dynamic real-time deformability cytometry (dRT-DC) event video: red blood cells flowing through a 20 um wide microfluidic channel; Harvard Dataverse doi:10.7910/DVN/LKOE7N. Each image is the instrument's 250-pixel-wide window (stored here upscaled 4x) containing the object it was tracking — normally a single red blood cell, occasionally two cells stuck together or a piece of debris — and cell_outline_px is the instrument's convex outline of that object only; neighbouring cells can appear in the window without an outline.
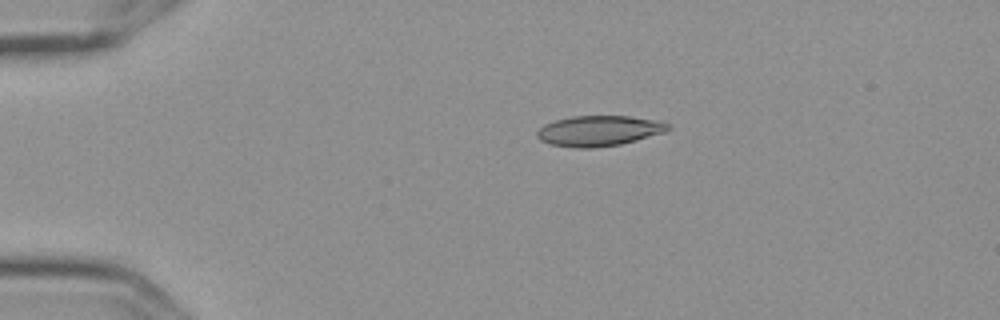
{"species": "Egyptian fruit bat (a non-hibernating species)", "species_latin": "Rousettus aegyptiacus", "temperature_condition": "cold", "stored_images_in_passage": 7, "camera_frame_rate_fps": 3000, "um_per_image_px": 0.085, "frame": {"image": 1, "passage_image": 4, "time_ms": 1.0, "image_size_px": [1000, 320], "cell_outline_px": [[668, 128], [664, 132], [636, 140], [620, 144], [592, 148], [576, 148], [548, 144], [540, 140], [536, 136], [536, 132], [544, 124], [556, 120], [572, 116], [628, 116], [652, 120], [668, 124]], "centroid_in_image_um": [50.82, 11.13], "position_along_channel_um": 34.2, "area_um2": 22.95}}
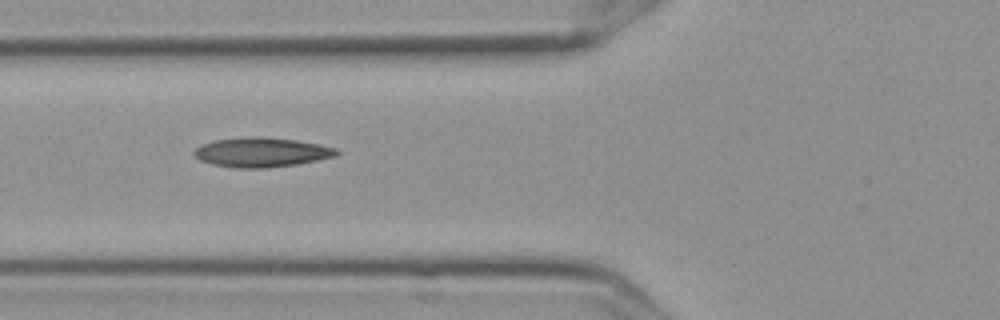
{"frame": {"image": 2, "passage_image": 6, "time_ms": 1.667, "image_size_px": [1000, 320], "cell_outline_px": [[340, 152], [336, 156], [296, 164], [264, 168], [236, 168], [212, 164], [200, 160], [192, 152], [200, 144], [212, 140], [248, 136], [260, 136], [296, 140], [320, 144], [336, 148]], "centroid_in_image_um": [22.2, 12.93], "position_along_channel_um": 103.6, "area_um2": 24.62}}
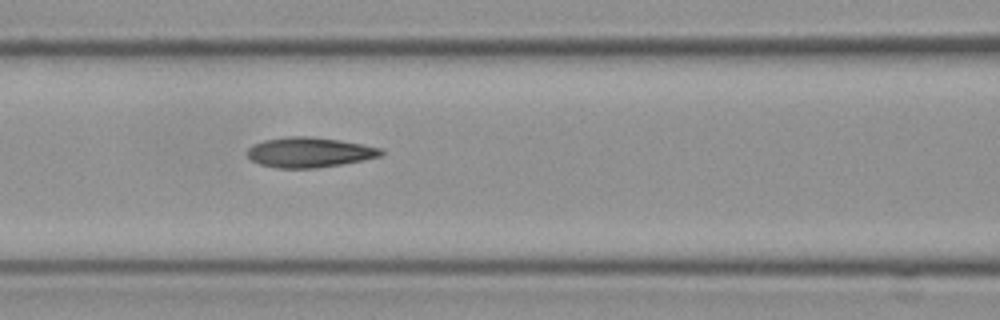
{"frame": {"image": 3, "passage_image": 7, "time_ms": 2.0, "image_size_px": [1000, 320], "cell_outline_px": [[384, 152], [380, 156], [340, 164], [316, 168], [276, 168], [260, 164], [252, 160], [244, 152], [252, 144], [264, 140], [288, 136], [308, 136], [340, 140], [380, 148]], "centroid_in_image_um": [26.22, 12.94], "position_along_channel_um": 140.4, "area_um2": 23.29}}